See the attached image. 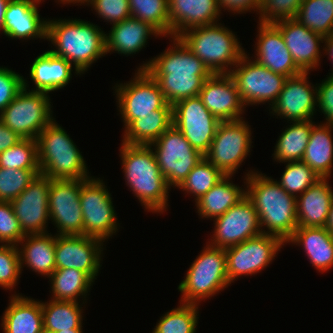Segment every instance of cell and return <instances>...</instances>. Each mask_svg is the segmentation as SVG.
I'll list each match as a JSON object with an SVG mask.
<instances>
[{
  "mask_svg": "<svg viewBox=\"0 0 333 333\" xmlns=\"http://www.w3.org/2000/svg\"><path fill=\"white\" fill-rule=\"evenodd\" d=\"M24 236L10 201H0V244L19 246Z\"/></svg>",
  "mask_w": 333,
  "mask_h": 333,
  "instance_id": "cell-47",
  "label": "cell"
},
{
  "mask_svg": "<svg viewBox=\"0 0 333 333\" xmlns=\"http://www.w3.org/2000/svg\"><path fill=\"white\" fill-rule=\"evenodd\" d=\"M333 125L314 124L302 161L319 178H330L333 169Z\"/></svg>",
  "mask_w": 333,
  "mask_h": 333,
  "instance_id": "cell-32",
  "label": "cell"
},
{
  "mask_svg": "<svg viewBox=\"0 0 333 333\" xmlns=\"http://www.w3.org/2000/svg\"><path fill=\"white\" fill-rule=\"evenodd\" d=\"M229 75L233 78L243 104L271 107L279 97L287 79L260 65L245 53L233 67Z\"/></svg>",
  "mask_w": 333,
  "mask_h": 333,
  "instance_id": "cell-12",
  "label": "cell"
},
{
  "mask_svg": "<svg viewBox=\"0 0 333 333\" xmlns=\"http://www.w3.org/2000/svg\"><path fill=\"white\" fill-rule=\"evenodd\" d=\"M19 246L0 244V287L14 289L21 275Z\"/></svg>",
  "mask_w": 333,
  "mask_h": 333,
  "instance_id": "cell-45",
  "label": "cell"
},
{
  "mask_svg": "<svg viewBox=\"0 0 333 333\" xmlns=\"http://www.w3.org/2000/svg\"><path fill=\"white\" fill-rule=\"evenodd\" d=\"M246 175V196L258 213L262 233L277 236L285 243L298 227L296 198L266 174L249 170Z\"/></svg>",
  "mask_w": 333,
  "mask_h": 333,
  "instance_id": "cell-2",
  "label": "cell"
},
{
  "mask_svg": "<svg viewBox=\"0 0 333 333\" xmlns=\"http://www.w3.org/2000/svg\"><path fill=\"white\" fill-rule=\"evenodd\" d=\"M80 302L56 301L42 302V314L45 333H54L72 328H82L83 307Z\"/></svg>",
  "mask_w": 333,
  "mask_h": 333,
  "instance_id": "cell-36",
  "label": "cell"
},
{
  "mask_svg": "<svg viewBox=\"0 0 333 333\" xmlns=\"http://www.w3.org/2000/svg\"><path fill=\"white\" fill-rule=\"evenodd\" d=\"M295 19L310 31L326 37L333 33V0H304Z\"/></svg>",
  "mask_w": 333,
  "mask_h": 333,
  "instance_id": "cell-38",
  "label": "cell"
},
{
  "mask_svg": "<svg viewBox=\"0 0 333 333\" xmlns=\"http://www.w3.org/2000/svg\"><path fill=\"white\" fill-rule=\"evenodd\" d=\"M326 228L333 235V199H332L330 210H329V215H328V220H327V223H326Z\"/></svg>",
  "mask_w": 333,
  "mask_h": 333,
  "instance_id": "cell-55",
  "label": "cell"
},
{
  "mask_svg": "<svg viewBox=\"0 0 333 333\" xmlns=\"http://www.w3.org/2000/svg\"><path fill=\"white\" fill-rule=\"evenodd\" d=\"M170 38L184 31L219 22L218 0H168Z\"/></svg>",
  "mask_w": 333,
  "mask_h": 333,
  "instance_id": "cell-24",
  "label": "cell"
},
{
  "mask_svg": "<svg viewBox=\"0 0 333 333\" xmlns=\"http://www.w3.org/2000/svg\"><path fill=\"white\" fill-rule=\"evenodd\" d=\"M251 134L250 125L243 119L220 122L204 157L224 175L233 176L250 155Z\"/></svg>",
  "mask_w": 333,
  "mask_h": 333,
  "instance_id": "cell-13",
  "label": "cell"
},
{
  "mask_svg": "<svg viewBox=\"0 0 333 333\" xmlns=\"http://www.w3.org/2000/svg\"><path fill=\"white\" fill-rule=\"evenodd\" d=\"M285 243L277 236L263 234L225 249L229 283L238 277L255 275L275 259Z\"/></svg>",
  "mask_w": 333,
  "mask_h": 333,
  "instance_id": "cell-14",
  "label": "cell"
},
{
  "mask_svg": "<svg viewBox=\"0 0 333 333\" xmlns=\"http://www.w3.org/2000/svg\"><path fill=\"white\" fill-rule=\"evenodd\" d=\"M149 146L170 188L178 187L204 157L173 124Z\"/></svg>",
  "mask_w": 333,
  "mask_h": 333,
  "instance_id": "cell-11",
  "label": "cell"
},
{
  "mask_svg": "<svg viewBox=\"0 0 333 333\" xmlns=\"http://www.w3.org/2000/svg\"><path fill=\"white\" fill-rule=\"evenodd\" d=\"M72 69H75L77 75H81L66 59L45 51L35 58L30 67V79L35 84L33 91L49 94L64 88L70 83Z\"/></svg>",
  "mask_w": 333,
  "mask_h": 333,
  "instance_id": "cell-29",
  "label": "cell"
},
{
  "mask_svg": "<svg viewBox=\"0 0 333 333\" xmlns=\"http://www.w3.org/2000/svg\"><path fill=\"white\" fill-rule=\"evenodd\" d=\"M131 17L154 27L162 37H170L168 0H129Z\"/></svg>",
  "mask_w": 333,
  "mask_h": 333,
  "instance_id": "cell-40",
  "label": "cell"
},
{
  "mask_svg": "<svg viewBox=\"0 0 333 333\" xmlns=\"http://www.w3.org/2000/svg\"><path fill=\"white\" fill-rule=\"evenodd\" d=\"M102 240L86 235H56V268H75L93 281L102 266Z\"/></svg>",
  "mask_w": 333,
  "mask_h": 333,
  "instance_id": "cell-19",
  "label": "cell"
},
{
  "mask_svg": "<svg viewBox=\"0 0 333 333\" xmlns=\"http://www.w3.org/2000/svg\"><path fill=\"white\" fill-rule=\"evenodd\" d=\"M204 106L220 121L243 119V104L233 78L229 74H212L198 95Z\"/></svg>",
  "mask_w": 333,
  "mask_h": 333,
  "instance_id": "cell-21",
  "label": "cell"
},
{
  "mask_svg": "<svg viewBox=\"0 0 333 333\" xmlns=\"http://www.w3.org/2000/svg\"><path fill=\"white\" fill-rule=\"evenodd\" d=\"M36 141L41 175L60 180L90 177L80 150L55 119L38 135Z\"/></svg>",
  "mask_w": 333,
  "mask_h": 333,
  "instance_id": "cell-6",
  "label": "cell"
},
{
  "mask_svg": "<svg viewBox=\"0 0 333 333\" xmlns=\"http://www.w3.org/2000/svg\"><path fill=\"white\" fill-rule=\"evenodd\" d=\"M0 167L6 169L40 170L37 141L22 139L14 146L0 153Z\"/></svg>",
  "mask_w": 333,
  "mask_h": 333,
  "instance_id": "cell-42",
  "label": "cell"
},
{
  "mask_svg": "<svg viewBox=\"0 0 333 333\" xmlns=\"http://www.w3.org/2000/svg\"><path fill=\"white\" fill-rule=\"evenodd\" d=\"M305 249L306 256L317 271L330 270L333 266V235L326 227H297L285 242Z\"/></svg>",
  "mask_w": 333,
  "mask_h": 333,
  "instance_id": "cell-30",
  "label": "cell"
},
{
  "mask_svg": "<svg viewBox=\"0 0 333 333\" xmlns=\"http://www.w3.org/2000/svg\"><path fill=\"white\" fill-rule=\"evenodd\" d=\"M23 138L0 121V153L14 146Z\"/></svg>",
  "mask_w": 333,
  "mask_h": 333,
  "instance_id": "cell-52",
  "label": "cell"
},
{
  "mask_svg": "<svg viewBox=\"0 0 333 333\" xmlns=\"http://www.w3.org/2000/svg\"><path fill=\"white\" fill-rule=\"evenodd\" d=\"M218 6L221 10L224 8V10L232 13H246L249 11H255L256 14L259 12L260 9V0H218Z\"/></svg>",
  "mask_w": 333,
  "mask_h": 333,
  "instance_id": "cell-51",
  "label": "cell"
},
{
  "mask_svg": "<svg viewBox=\"0 0 333 333\" xmlns=\"http://www.w3.org/2000/svg\"><path fill=\"white\" fill-rule=\"evenodd\" d=\"M23 88V76L7 67H0V113Z\"/></svg>",
  "mask_w": 333,
  "mask_h": 333,
  "instance_id": "cell-49",
  "label": "cell"
},
{
  "mask_svg": "<svg viewBox=\"0 0 333 333\" xmlns=\"http://www.w3.org/2000/svg\"><path fill=\"white\" fill-rule=\"evenodd\" d=\"M39 174L40 170L0 167V201H11L18 197Z\"/></svg>",
  "mask_w": 333,
  "mask_h": 333,
  "instance_id": "cell-44",
  "label": "cell"
},
{
  "mask_svg": "<svg viewBox=\"0 0 333 333\" xmlns=\"http://www.w3.org/2000/svg\"><path fill=\"white\" fill-rule=\"evenodd\" d=\"M323 43L325 44L323 48L322 54H327L329 60H331V63L333 64V33L324 37ZM332 72L329 73V75H333V65H332Z\"/></svg>",
  "mask_w": 333,
  "mask_h": 333,
  "instance_id": "cell-53",
  "label": "cell"
},
{
  "mask_svg": "<svg viewBox=\"0 0 333 333\" xmlns=\"http://www.w3.org/2000/svg\"><path fill=\"white\" fill-rule=\"evenodd\" d=\"M109 33L105 34L106 54L116 52L118 54L131 55L138 53L147 45L151 35L162 36L150 24L134 17L112 24Z\"/></svg>",
  "mask_w": 333,
  "mask_h": 333,
  "instance_id": "cell-27",
  "label": "cell"
},
{
  "mask_svg": "<svg viewBox=\"0 0 333 333\" xmlns=\"http://www.w3.org/2000/svg\"><path fill=\"white\" fill-rule=\"evenodd\" d=\"M19 244L21 246L18 248L21 271L24 266H27L32 271L48 278L56 269V235L53 236L48 232L25 235Z\"/></svg>",
  "mask_w": 333,
  "mask_h": 333,
  "instance_id": "cell-31",
  "label": "cell"
},
{
  "mask_svg": "<svg viewBox=\"0 0 333 333\" xmlns=\"http://www.w3.org/2000/svg\"><path fill=\"white\" fill-rule=\"evenodd\" d=\"M28 87V81L24 79V88L0 113V121L23 139L36 140L55 118L52 117L50 96Z\"/></svg>",
  "mask_w": 333,
  "mask_h": 333,
  "instance_id": "cell-9",
  "label": "cell"
},
{
  "mask_svg": "<svg viewBox=\"0 0 333 333\" xmlns=\"http://www.w3.org/2000/svg\"><path fill=\"white\" fill-rule=\"evenodd\" d=\"M10 0H0V31L4 34V21L7 6Z\"/></svg>",
  "mask_w": 333,
  "mask_h": 333,
  "instance_id": "cell-54",
  "label": "cell"
},
{
  "mask_svg": "<svg viewBox=\"0 0 333 333\" xmlns=\"http://www.w3.org/2000/svg\"><path fill=\"white\" fill-rule=\"evenodd\" d=\"M178 38L212 74H229L247 53L233 31L219 22L190 28Z\"/></svg>",
  "mask_w": 333,
  "mask_h": 333,
  "instance_id": "cell-5",
  "label": "cell"
},
{
  "mask_svg": "<svg viewBox=\"0 0 333 333\" xmlns=\"http://www.w3.org/2000/svg\"><path fill=\"white\" fill-rule=\"evenodd\" d=\"M213 221V237L207 243L222 249L235 246L262 233L258 213L247 196Z\"/></svg>",
  "mask_w": 333,
  "mask_h": 333,
  "instance_id": "cell-17",
  "label": "cell"
},
{
  "mask_svg": "<svg viewBox=\"0 0 333 333\" xmlns=\"http://www.w3.org/2000/svg\"><path fill=\"white\" fill-rule=\"evenodd\" d=\"M105 33L90 21L47 20L46 40L56 48L49 51L66 59L82 74L106 55Z\"/></svg>",
  "mask_w": 333,
  "mask_h": 333,
  "instance_id": "cell-3",
  "label": "cell"
},
{
  "mask_svg": "<svg viewBox=\"0 0 333 333\" xmlns=\"http://www.w3.org/2000/svg\"><path fill=\"white\" fill-rule=\"evenodd\" d=\"M51 179L37 175L11 206L25 235L47 233L49 216V188Z\"/></svg>",
  "mask_w": 333,
  "mask_h": 333,
  "instance_id": "cell-18",
  "label": "cell"
},
{
  "mask_svg": "<svg viewBox=\"0 0 333 333\" xmlns=\"http://www.w3.org/2000/svg\"><path fill=\"white\" fill-rule=\"evenodd\" d=\"M80 203L83 215V235L105 242L118 231V219L111 193L103 179H81Z\"/></svg>",
  "mask_w": 333,
  "mask_h": 333,
  "instance_id": "cell-10",
  "label": "cell"
},
{
  "mask_svg": "<svg viewBox=\"0 0 333 333\" xmlns=\"http://www.w3.org/2000/svg\"><path fill=\"white\" fill-rule=\"evenodd\" d=\"M44 0H10L5 13L4 36L11 39H46L47 19H41L38 4Z\"/></svg>",
  "mask_w": 333,
  "mask_h": 333,
  "instance_id": "cell-25",
  "label": "cell"
},
{
  "mask_svg": "<svg viewBox=\"0 0 333 333\" xmlns=\"http://www.w3.org/2000/svg\"><path fill=\"white\" fill-rule=\"evenodd\" d=\"M274 25L280 30L293 62L302 72L318 68L323 51L320 50L324 40L322 35L310 31L296 19L278 21Z\"/></svg>",
  "mask_w": 333,
  "mask_h": 333,
  "instance_id": "cell-22",
  "label": "cell"
},
{
  "mask_svg": "<svg viewBox=\"0 0 333 333\" xmlns=\"http://www.w3.org/2000/svg\"><path fill=\"white\" fill-rule=\"evenodd\" d=\"M328 178H320L296 198L298 227H326L333 199Z\"/></svg>",
  "mask_w": 333,
  "mask_h": 333,
  "instance_id": "cell-26",
  "label": "cell"
},
{
  "mask_svg": "<svg viewBox=\"0 0 333 333\" xmlns=\"http://www.w3.org/2000/svg\"><path fill=\"white\" fill-rule=\"evenodd\" d=\"M13 294L2 316L3 333H45L41 301Z\"/></svg>",
  "mask_w": 333,
  "mask_h": 333,
  "instance_id": "cell-28",
  "label": "cell"
},
{
  "mask_svg": "<svg viewBox=\"0 0 333 333\" xmlns=\"http://www.w3.org/2000/svg\"><path fill=\"white\" fill-rule=\"evenodd\" d=\"M114 89L124 129L141 116L172 115V105L166 101L157 81L145 69H137L133 80L117 83Z\"/></svg>",
  "mask_w": 333,
  "mask_h": 333,
  "instance_id": "cell-8",
  "label": "cell"
},
{
  "mask_svg": "<svg viewBox=\"0 0 333 333\" xmlns=\"http://www.w3.org/2000/svg\"><path fill=\"white\" fill-rule=\"evenodd\" d=\"M120 148L126 185L148 212L164 213L168 206L170 187L159 169L151 147L122 142Z\"/></svg>",
  "mask_w": 333,
  "mask_h": 333,
  "instance_id": "cell-4",
  "label": "cell"
},
{
  "mask_svg": "<svg viewBox=\"0 0 333 333\" xmlns=\"http://www.w3.org/2000/svg\"><path fill=\"white\" fill-rule=\"evenodd\" d=\"M278 184L295 198L313 185L319 176L303 161L287 162Z\"/></svg>",
  "mask_w": 333,
  "mask_h": 333,
  "instance_id": "cell-43",
  "label": "cell"
},
{
  "mask_svg": "<svg viewBox=\"0 0 333 333\" xmlns=\"http://www.w3.org/2000/svg\"><path fill=\"white\" fill-rule=\"evenodd\" d=\"M56 1H58V3L60 2V3H62V4H71V3H73V4H77V3H80V5L85 1V0H56Z\"/></svg>",
  "mask_w": 333,
  "mask_h": 333,
  "instance_id": "cell-57",
  "label": "cell"
},
{
  "mask_svg": "<svg viewBox=\"0 0 333 333\" xmlns=\"http://www.w3.org/2000/svg\"><path fill=\"white\" fill-rule=\"evenodd\" d=\"M48 278L52 285V300L80 302L82 297L83 304L94 283L85 272L75 268H56Z\"/></svg>",
  "mask_w": 333,
  "mask_h": 333,
  "instance_id": "cell-35",
  "label": "cell"
},
{
  "mask_svg": "<svg viewBox=\"0 0 333 333\" xmlns=\"http://www.w3.org/2000/svg\"><path fill=\"white\" fill-rule=\"evenodd\" d=\"M198 305L180 302L157 322L152 333H195L198 324Z\"/></svg>",
  "mask_w": 333,
  "mask_h": 333,
  "instance_id": "cell-39",
  "label": "cell"
},
{
  "mask_svg": "<svg viewBox=\"0 0 333 333\" xmlns=\"http://www.w3.org/2000/svg\"><path fill=\"white\" fill-rule=\"evenodd\" d=\"M232 175H225L215 186L195 203L200 217L215 219L246 196V189L235 185Z\"/></svg>",
  "mask_w": 333,
  "mask_h": 333,
  "instance_id": "cell-33",
  "label": "cell"
},
{
  "mask_svg": "<svg viewBox=\"0 0 333 333\" xmlns=\"http://www.w3.org/2000/svg\"><path fill=\"white\" fill-rule=\"evenodd\" d=\"M83 4L90 5L111 25L131 17L129 0H85Z\"/></svg>",
  "mask_w": 333,
  "mask_h": 333,
  "instance_id": "cell-48",
  "label": "cell"
},
{
  "mask_svg": "<svg viewBox=\"0 0 333 333\" xmlns=\"http://www.w3.org/2000/svg\"><path fill=\"white\" fill-rule=\"evenodd\" d=\"M312 120L288 122L292 124L281 133L276 142L272 154L275 161L279 163L302 161L315 123Z\"/></svg>",
  "mask_w": 333,
  "mask_h": 333,
  "instance_id": "cell-34",
  "label": "cell"
},
{
  "mask_svg": "<svg viewBox=\"0 0 333 333\" xmlns=\"http://www.w3.org/2000/svg\"><path fill=\"white\" fill-rule=\"evenodd\" d=\"M317 87V107L325 115L324 124L333 125V75H327Z\"/></svg>",
  "mask_w": 333,
  "mask_h": 333,
  "instance_id": "cell-50",
  "label": "cell"
},
{
  "mask_svg": "<svg viewBox=\"0 0 333 333\" xmlns=\"http://www.w3.org/2000/svg\"><path fill=\"white\" fill-rule=\"evenodd\" d=\"M300 4V0H261L259 22L274 24L282 20L295 19Z\"/></svg>",
  "mask_w": 333,
  "mask_h": 333,
  "instance_id": "cell-46",
  "label": "cell"
},
{
  "mask_svg": "<svg viewBox=\"0 0 333 333\" xmlns=\"http://www.w3.org/2000/svg\"><path fill=\"white\" fill-rule=\"evenodd\" d=\"M173 124L172 115H146L134 119L125 129L122 142L149 145Z\"/></svg>",
  "mask_w": 333,
  "mask_h": 333,
  "instance_id": "cell-37",
  "label": "cell"
},
{
  "mask_svg": "<svg viewBox=\"0 0 333 333\" xmlns=\"http://www.w3.org/2000/svg\"><path fill=\"white\" fill-rule=\"evenodd\" d=\"M229 285L225 249L206 242V247L204 246L179 283V302L199 305L202 300L219 294Z\"/></svg>",
  "mask_w": 333,
  "mask_h": 333,
  "instance_id": "cell-7",
  "label": "cell"
},
{
  "mask_svg": "<svg viewBox=\"0 0 333 333\" xmlns=\"http://www.w3.org/2000/svg\"><path fill=\"white\" fill-rule=\"evenodd\" d=\"M308 74L302 72L286 79L279 97L269 109V112L272 110L271 114L290 122L308 121L314 117L317 110V87L309 82Z\"/></svg>",
  "mask_w": 333,
  "mask_h": 333,
  "instance_id": "cell-20",
  "label": "cell"
},
{
  "mask_svg": "<svg viewBox=\"0 0 333 333\" xmlns=\"http://www.w3.org/2000/svg\"><path fill=\"white\" fill-rule=\"evenodd\" d=\"M258 24L254 61L287 78L301 74L302 71L293 62L280 30L274 24Z\"/></svg>",
  "mask_w": 333,
  "mask_h": 333,
  "instance_id": "cell-23",
  "label": "cell"
},
{
  "mask_svg": "<svg viewBox=\"0 0 333 333\" xmlns=\"http://www.w3.org/2000/svg\"><path fill=\"white\" fill-rule=\"evenodd\" d=\"M80 190L81 179H51L49 216L56 235H83Z\"/></svg>",
  "mask_w": 333,
  "mask_h": 333,
  "instance_id": "cell-16",
  "label": "cell"
},
{
  "mask_svg": "<svg viewBox=\"0 0 333 333\" xmlns=\"http://www.w3.org/2000/svg\"><path fill=\"white\" fill-rule=\"evenodd\" d=\"M173 125L194 149L205 155L220 121L204 106L199 96L185 98L172 105Z\"/></svg>",
  "mask_w": 333,
  "mask_h": 333,
  "instance_id": "cell-15",
  "label": "cell"
},
{
  "mask_svg": "<svg viewBox=\"0 0 333 333\" xmlns=\"http://www.w3.org/2000/svg\"><path fill=\"white\" fill-rule=\"evenodd\" d=\"M171 38V48L149 59L138 69H145L152 75L166 101L173 105L179 100L198 96L212 73L178 37Z\"/></svg>",
  "mask_w": 333,
  "mask_h": 333,
  "instance_id": "cell-1",
  "label": "cell"
},
{
  "mask_svg": "<svg viewBox=\"0 0 333 333\" xmlns=\"http://www.w3.org/2000/svg\"><path fill=\"white\" fill-rule=\"evenodd\" d=\"M224 176L217 167L203 157L177 188L195 196L196 202Z\"/></svg>",
  "mask_w": 333,
  "mask_h": 333,
  "instance_id": "cell-41",
  "label": "cell"
},
{
  "mask_svg": "<svg viewBox=\"0 0 333 333\" xmlns=\"http://www.w3.org/2000/svg\"><path fill=\"white\" fill-rule=\"evenodd\" d=\"M54 333H83L82 328H72L69 330H61L59 332H54Z\"/></svg>",
  "mask_w": 333,
  "mask_h": 333,
  "instance_id": "cell-56",
  "label": "cell"
}]
</instances>
